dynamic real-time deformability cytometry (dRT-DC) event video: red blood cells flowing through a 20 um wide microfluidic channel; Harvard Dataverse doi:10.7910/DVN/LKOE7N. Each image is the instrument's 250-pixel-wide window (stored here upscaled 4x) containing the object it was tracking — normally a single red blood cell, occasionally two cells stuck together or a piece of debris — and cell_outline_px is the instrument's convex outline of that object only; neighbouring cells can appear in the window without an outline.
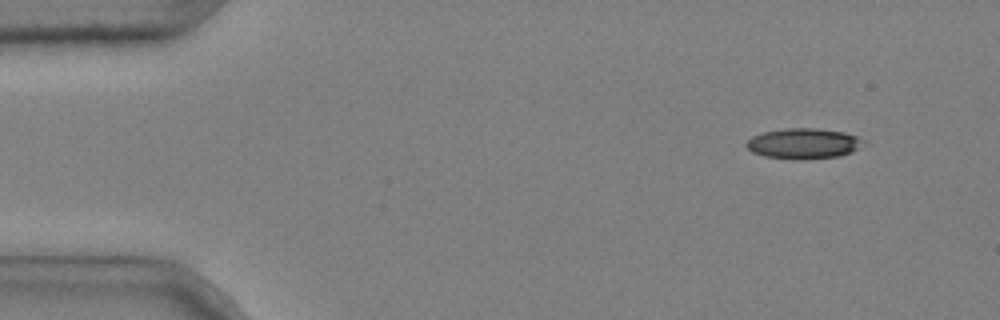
{"species": "common noctule bat (a hibernating species)", "species_latin": "Nyctalus noctula", "temperature_condition": "cold", "stored_images_in_passage": 4, "camera_frame_rate_fps": 3000, "um_per_image_px": 0.085, "animal": {"sex": "male", "body_mass_g": 20.4}, "frame": {"image": 1, "passage_image": 1, "time_ms": 0.0, "image_size_px": [1000, 320], "cell_outline_px": [[868, 144], [852, 152], [840, 156], [800, 160], [792, 160], [764, 156], [752, 152], [744, 144], [752, 136], [764, 132], [784, 128], [816, 128], [844, 132], [856, 136], [864, 140]], "centroid_in_image_um": [68.33, 12.21], "position_along_channel_um": 16.7, "area_um2": 21.15}}
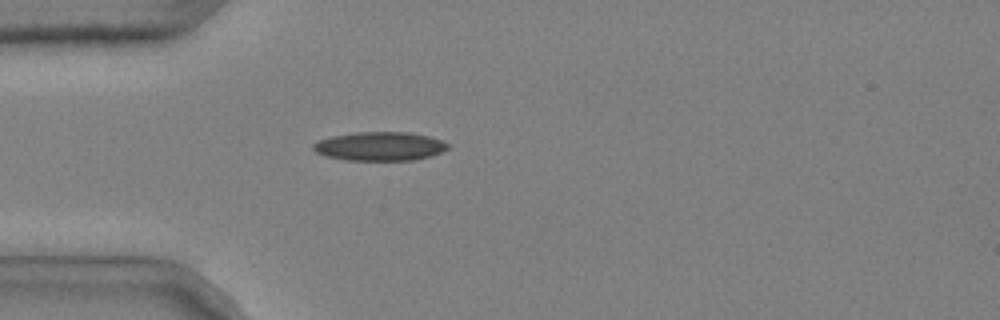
{"frame": {"image": 2, "passage_image": 4, "time_ms": 1.0, "image_size_px": [1000, 320], "cell_outline_px": [[452, 148], [432, 156], [416, 160], [344, 160], [328, 156], [316, 152], [312, 148], [312, 144], [320, 140], [332, 136], [356, 132], [408, 132], [428, 136], [440, 140], [448, 144]], "centroid_in_image_um": [32.32, 12.44], "position_along_channel_um": 52.7, "area_um2": 22.66}}